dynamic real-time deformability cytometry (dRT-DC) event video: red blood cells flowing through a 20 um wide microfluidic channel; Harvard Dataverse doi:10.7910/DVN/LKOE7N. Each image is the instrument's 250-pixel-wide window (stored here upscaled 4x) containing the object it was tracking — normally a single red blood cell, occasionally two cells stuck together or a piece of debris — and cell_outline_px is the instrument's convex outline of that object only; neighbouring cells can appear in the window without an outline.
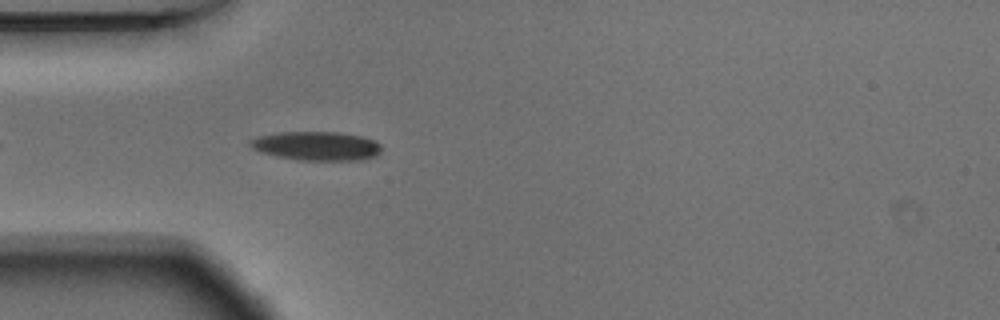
{"species": "Egyptian fruit bat (a non-hibernating species)", "species_latin": "Rousettus aegyptiacus", "temperature_condition": "warm", "stored_images_in_passage": 10, "camera_frame_rate_fps": 3000, "um_per_image_px": 0.085, "animal": {"sex": "male"}, "frame": {"image": 1, "passage_image": 4, "time_ms": 1.0, "image_size_px": [1000, 320], "cell_outline_px": [[380, 152], [376, 156], [360, 160], [296, 160], [276, 156], [260, 152], [252, 148], [248, 144], [248, 140], [260, 136], [280, 132], [336, 132], [360, 136], [376, 140], [380, 144]], "centroid_in_image_um": [26.89, 12.41], "position_along_channel_um": 58.1, "area_um2": 22.2}}
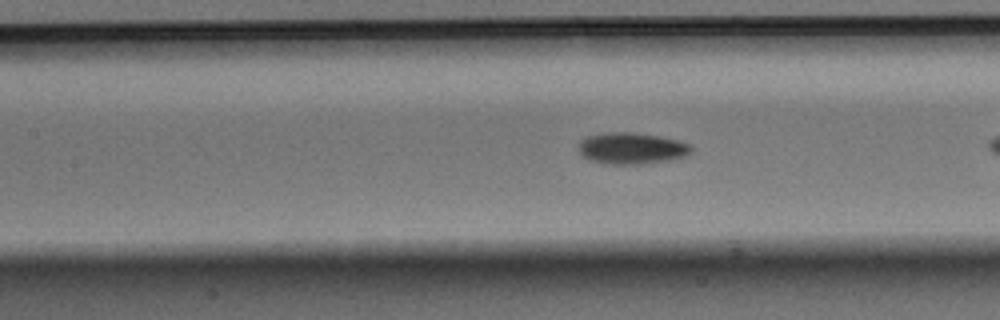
{"frame": {"image": 2, "passage_image": 9, "time_ms": 2.667, "image_size_px": [1000, 320], "cell_outline_px": [[692, 148], [684, 156], [668, 160], [640, 164], [604, 164], [588, 160], [580, 152], [580, 140], [588, 136], [604, 132], [632, 132], [656, 136], [676, 140], [688, 144]], "centroid_in_image_um": [53.62, 12.61], "position_along_channel_um": 153.8, "area_um2": 20.35}}